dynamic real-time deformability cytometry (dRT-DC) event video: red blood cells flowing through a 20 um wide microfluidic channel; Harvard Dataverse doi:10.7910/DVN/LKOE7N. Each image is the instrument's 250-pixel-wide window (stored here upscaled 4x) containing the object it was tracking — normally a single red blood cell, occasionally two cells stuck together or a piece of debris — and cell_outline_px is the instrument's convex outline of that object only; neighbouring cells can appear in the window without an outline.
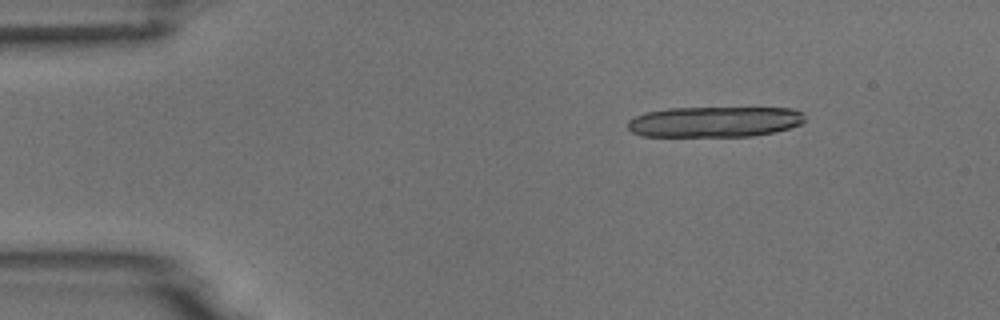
{"species": "common noctule bat (a hibernating species)", "species_latin": "Nyctalus noctula", "temperature_condition": "room temperature", "stored_images_in_passage": 3, "camera_frame_rate_fps": 3000, "um_per_image_px": 0.085, "animal": {"sex": "male", "body_mass_g": 18.8}, "frame": {"image": 1, "passage_image": 1, "time_ms": 0.0, "image_size_px": [1000, 320], "cell_outline_px": [[808, 120], [800, 124], [788, 128], [772, 132], [752, 136], [644, 136], [632, 132], [628, 128], [628, 120], [644, 112], [668, 108], [792, 108], [804, 112]], "centroid_in_image_um": [60.77, 10.34], "position_along_channel_um": 24.2, "area_um2": 31.73}}